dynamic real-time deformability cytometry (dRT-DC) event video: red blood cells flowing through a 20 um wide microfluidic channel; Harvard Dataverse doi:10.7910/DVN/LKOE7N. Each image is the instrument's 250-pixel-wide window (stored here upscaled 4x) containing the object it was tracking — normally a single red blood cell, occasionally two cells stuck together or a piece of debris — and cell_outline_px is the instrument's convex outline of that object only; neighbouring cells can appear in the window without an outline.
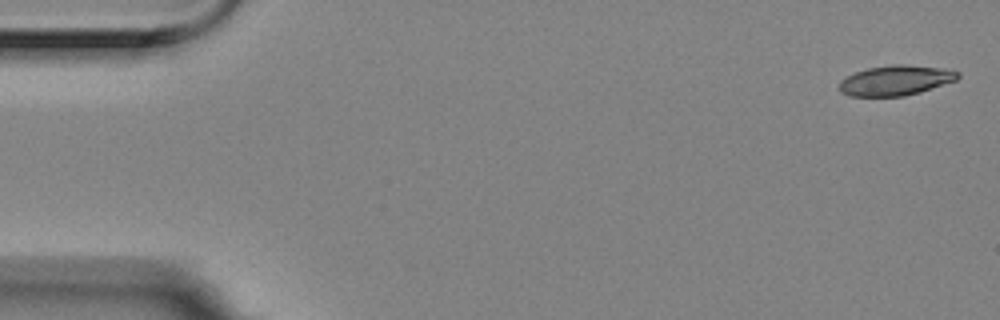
{"species": "Egyptian fruit bat (a non-hibernating species)", "species_latin": "Rousettus aegyptiacus", "temperature_condition": "room temperature", "stored_images_in_passage": 6, "camera_frame_rate_fps": 3000, "um_per_image_px": 0.085, "animal": {"sex": "female"}, "frame": {"image": 1, "passage_image": 1, "time_ms": 0.0, "image_size_px": [1000, 320], "cell_outline_px": [[960, 76], [956, 80], [920, 92], [904, 96], [848, 96], [840, 92], [840, 80], [856, 72], [868, 68], [892, 64], [904, 64], [944, 68], [960, 72]], "centroid_in_image_um": [76.14, 6.83], "position_along_channel_um": 8.9, "area_um2": 20.75}}
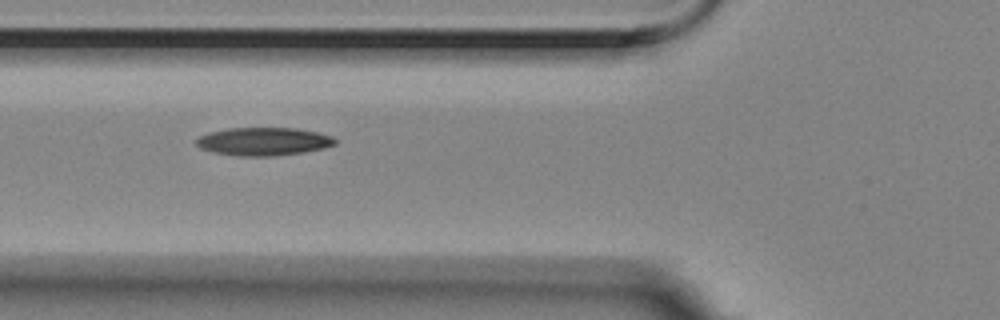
{"frame": {"image": 2, "passage_image": 5, "time_ms": 1.333, "image_size_px": [1000, 320], "cell_outline_px": [[336, 144], [324, 148], [304, 152], [272, 156], [240, 156], [212, 152], [200, 148], [196, 144], [196, 140], [200, 136], [208, 132], [228, 128], [296, 128], [316, 132], [332, 136], [336, 140]], "centroid_in_image_um": [22.39, 12.02], "position_along_channel_um": 103.4, "area_um2": 22.72}}
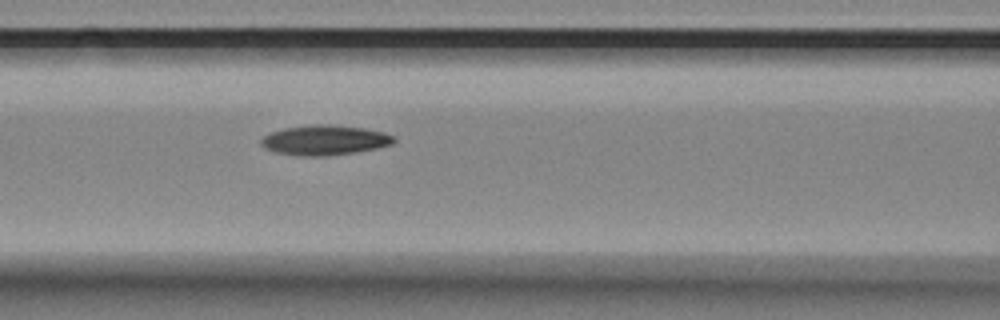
{"frame": {"image": 3, "passage_image": 6, "time_ms": 1.667, "image_size_px": [1000, 320], "cell_outline_px": [[396, 140], [392, 144], [376, 148], [356, 152], [324, 156], [300, 156], [276, 152], [264, 148], [260, 144], [260, 140], [264, 136], [272, 132], [284, 128], [312, 124], [328, 124], [364, 128], [384, 132], [396, 136]], "centroid_in_image_um": [27.61, 11.91], "position_along_channel_um": 139.0, "area_um2": 23.24}}